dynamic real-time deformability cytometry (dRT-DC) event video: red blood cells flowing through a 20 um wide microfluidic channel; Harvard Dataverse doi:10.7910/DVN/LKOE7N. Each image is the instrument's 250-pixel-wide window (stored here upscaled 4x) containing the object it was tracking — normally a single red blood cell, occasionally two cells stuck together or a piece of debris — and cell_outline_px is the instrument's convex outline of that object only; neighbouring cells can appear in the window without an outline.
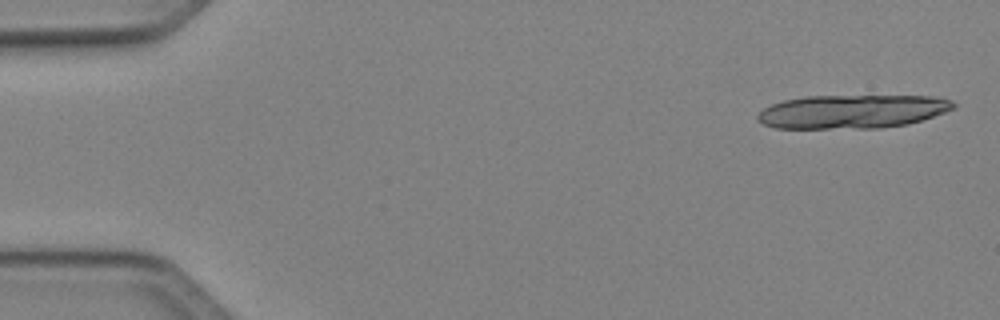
{"species": "Egyptian fruit bat (a non-hibernating species)", "species_latin": "Rousettus aegyptiacus", "temperature_condition": "cold", "stored_images_in_passage": 12, "camera_frame_rate_fps": 3000, "um_per_image_px": 0.085, "animal": {"sex": "female"}, "frame": {"image": 1, "passage_image": 2, "time_ms": 0.333, "image_size_px": [1000, 320], "cell_outline_px": [[956, 108], [908, 124], [880, 128], [776, 128], [764, 124], [756, 120], [756, 116], [764, 108], [772, 104], [784, 100], [804, 96], [932, 96], [952, 100], [956, 104]], "centroid_in_image_um": [72.43, 9.48], "position_along_channel_um": 12.6, "area_um2": 38.38}}